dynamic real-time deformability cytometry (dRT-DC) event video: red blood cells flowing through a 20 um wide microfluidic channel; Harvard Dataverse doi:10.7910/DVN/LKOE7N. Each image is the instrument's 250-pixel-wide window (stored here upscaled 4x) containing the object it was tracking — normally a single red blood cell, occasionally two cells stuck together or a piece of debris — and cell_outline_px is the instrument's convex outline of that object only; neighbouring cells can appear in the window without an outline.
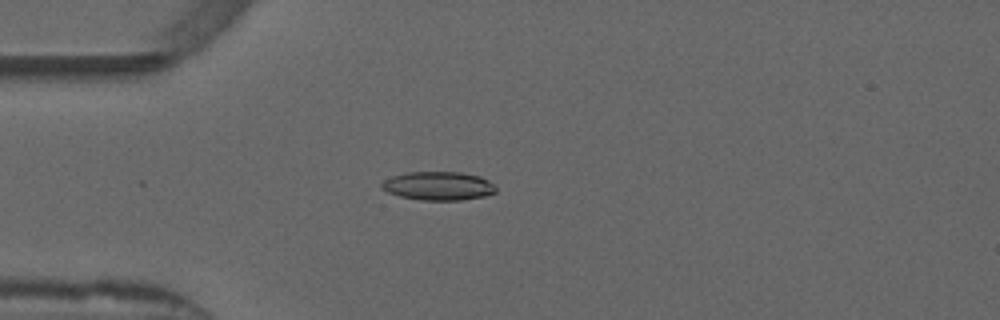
{"species": "common noctule bat (a hibernating species)", "species_latin": "Nyctalus noctula", "temperature_condition": "warm", "stored_images_in_passage": 54, "camera_frame_rate_fps": 3000, "um_per_image_px": 0.085, "animal": {"sex": "male", "forearm_length_mm": 52.5}, "frame": {"image": 1, "passage_image": 15, "time_ms": 4.667, "image_size_px": [1000, 320], "cell_outline_px": [[496, 192], [484, 196], [460, 200], [420, 200], [400, 196], [388, 192], [380, 188], [380, 184], [384, 180], [392, 176], [408, 172], [460, 172], [480, 176], [496, 184]], "centroid_in_image_um": [37.27, 15.8], "position_along_channel_um": 47.7, "area_um2": 19.13}}
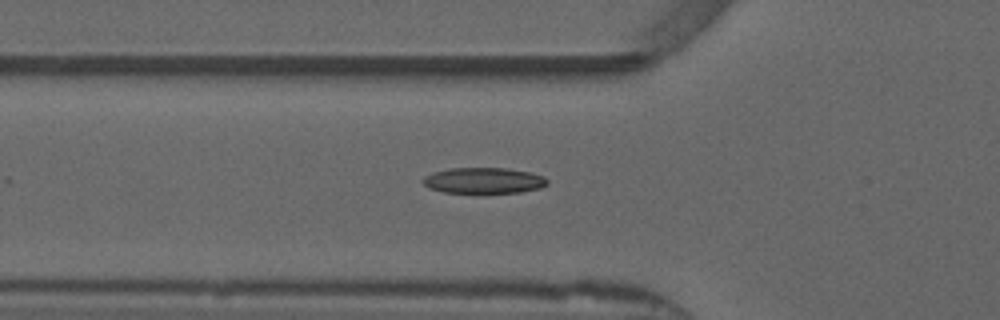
{"frame": {"image": 2, "passage_image": 19, "time_ms": 6.0, "image_size_px": [1000, 320], "cell_outline_px": [[548, 184], [540, 188], [520, 192], [444, 192], [428, 188], [420, 180], [424, 176], [432, 172], [448, 168], [508, 168], [528, 172], [544, 176], [548, 180]], "centroid_in_image_um": [41.08, 15.33], "position_along_channel_um": 84.7, "area_um2": 18.73}}
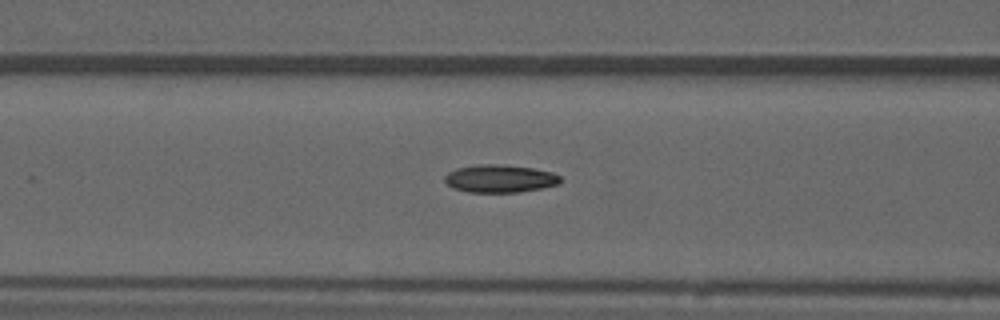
{"frame": {"image": 3, "passage_image": 22, "time_ms": 7.0, "image_size_px": [1000, 320], "cell_outline_px": [[560, 184], [544, 188], [520, 192], [468, 192], [452, 188], [444, 180], [444, 176], [448, 172], [456, 168], [476, 164], [500, 164], [532, 168], [552, 172], [560, 176]], "centroid_in_image_um": [42.48, 15.18], "position_along_channel_um": 124.1, "area_um2": 18.9}, "authors_computed_cell_mechanics": {"area_um2": 18.496, "velocity_mm_per_s": 3.8692, "shape_relaxation_time_tau1_ms": 8.7243, "shape_relaxation_time_tau2_ms": 3.4604, "deformation_change_tau1": 0.2387, "deformation_change_tau2": 0.1048}}